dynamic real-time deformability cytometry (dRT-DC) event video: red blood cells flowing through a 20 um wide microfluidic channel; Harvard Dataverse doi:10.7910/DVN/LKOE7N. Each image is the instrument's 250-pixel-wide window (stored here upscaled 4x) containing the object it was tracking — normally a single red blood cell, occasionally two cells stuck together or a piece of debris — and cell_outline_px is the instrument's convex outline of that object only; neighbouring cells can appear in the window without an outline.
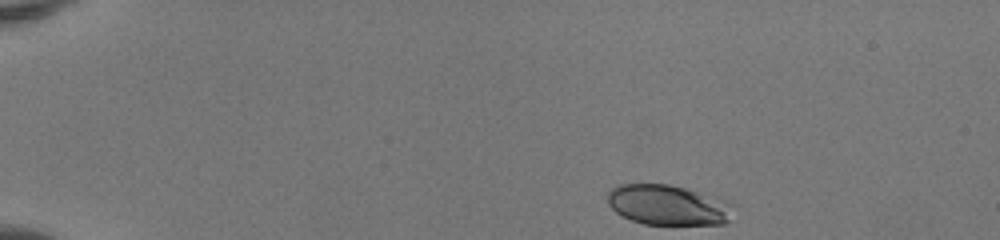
{"species": "human", "species_latin": "Homo sapiens", "temperature_condition": "room temperature", "stored_images_in_passage": 43, "camera_frame_rate_fps": 3000, "um_per_image_px": 0.085, "donor": {"sex": "female"}, "frame": {"image": 1, "passage_image": 1, "time_ms": 0.0, "image_size_px": [1000, 240], "cell_outline_px": [[732, 204], [728, 220], [724, 224], [644, 224], [632, 220], [616, 212], [608, 204], [608, 192], [616, 184], [668, 184], [684, 188], [728, 200]], "centroid_in_image_um": [56.75, 17.41], "position_along_channel_um": 28.2, "area_um2": 29.25}}
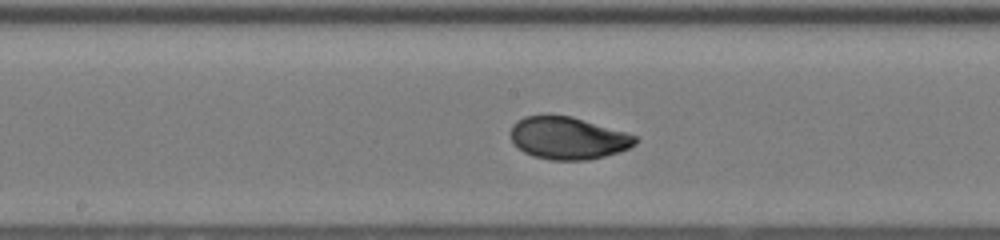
{"frame": {"image": 2, "passage_image": 21, "time_ms": 6.667, "image_size_px": [1000, 240], "cell_outline_px": [[640, 140], [636, 144], [620, 152], [588, 160], [548, 160], [532, 156], [524, 152], [512, 140], [512, 124], [516, 120], [524, 116], [548, 112], [572, 116], [640, 136]], "centroid_in_image_um": [48.3, 11.7], "position_along_channel_um": 199.9, "area_um2": 31.56}}
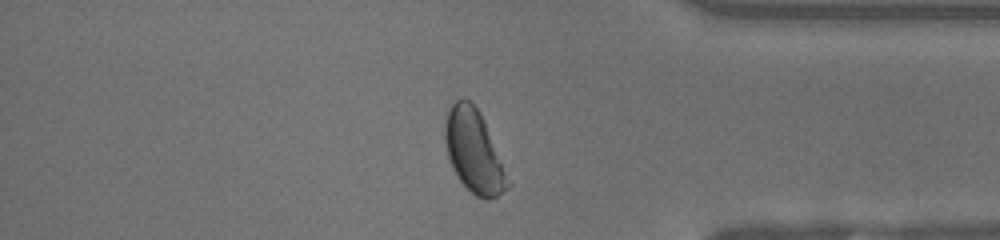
{"frame": {"image": 3, "passage_image": 36, "time_ms": 11.667, "image_size_px": [1000, 240], "cell_outline_px": [[512, 184], [508, 188], [496, 196], [488, 200], [476, 196], [460, 180], [452, 168], [448, 156], [444, 140], [444, 128], [448, 112], [452, 104], [456, 100], [468, 100], [480, 112], [484, 120]], "centroid_in_image_um": [40.29, 12.89], "position_along_channel_um": 394.9, "area_um2": 29.88}, "authors_computed_cell_mechanics": {"area_um2": 30.634, "velocity_mm_per_s": 4.1433, "shape_relaxation_time_tau1_ms": 2.7039, "shape_relaxation_time_tau2_ms": null, "deformation_change_tau1": 0.1511, "deformation_change_tau2": null}}